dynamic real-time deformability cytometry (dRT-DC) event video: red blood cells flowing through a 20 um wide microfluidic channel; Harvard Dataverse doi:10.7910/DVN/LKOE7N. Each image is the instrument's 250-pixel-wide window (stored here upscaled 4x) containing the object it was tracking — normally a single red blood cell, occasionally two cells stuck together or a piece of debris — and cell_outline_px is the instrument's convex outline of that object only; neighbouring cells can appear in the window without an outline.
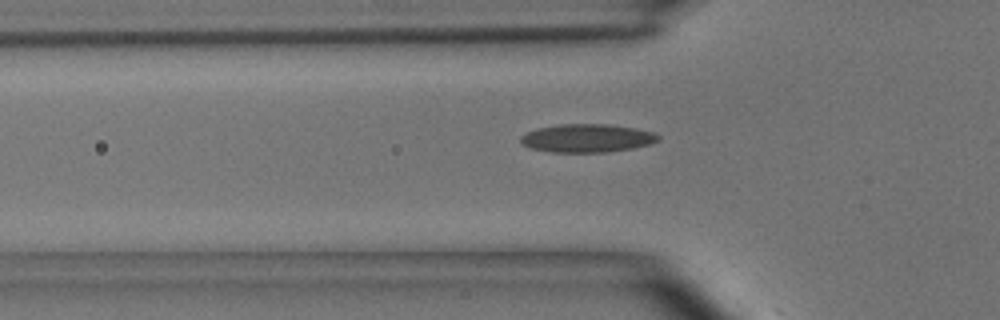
{"species": "common noctule bat (a hibernating species)", "species_latin": "Nyctalus noctula", "temperature_condition": "room temperature", "stored_images_in_passage": 36, "camera_frame_rate_fps": 3000, "um_per_image_px": 0.085, "animal": {"sex": "male", "body_mass_g": 15.6}, "frame": {"image": 1, "passage_image": 7, "time_ms": 2.0, "image_size_px": [1000, 320], "cell_outline_px": [[656, 140], [644, 144], [628, 148], [592, 152], [560, 152], [536, 148], [524, 144], [520, 140], [528, 132], [540, 128], [572, 124], [592, 124], [628, 128], [648, 132], [656, 136]], "centroid_in_image_um": [49.8, 11.74], "position_along_channel_um": 76.0, "area_um2": 20.63}}
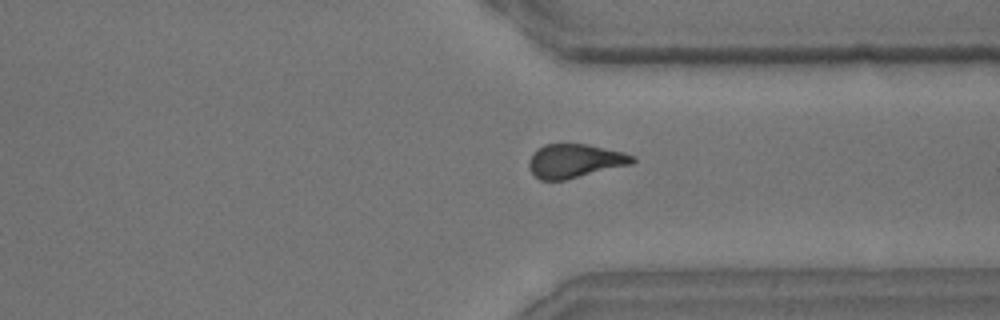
{"frame": {"image": 2, "passage_image": 28, "time_ms": 9.0, "image_size_px": [1000, 320], "cell_outline_px": [[636, 160], [628, 164], [560, 180], [544, 180], [536, 176], [532, 172], [532, 156], [540, 148], [548, 144], [584, 144], [620, 152], [632, 156]], "centroid_in_image_um": [48.85, 13.66], "position_along_channel_um": 362.5, "area_um2": 18.9}}
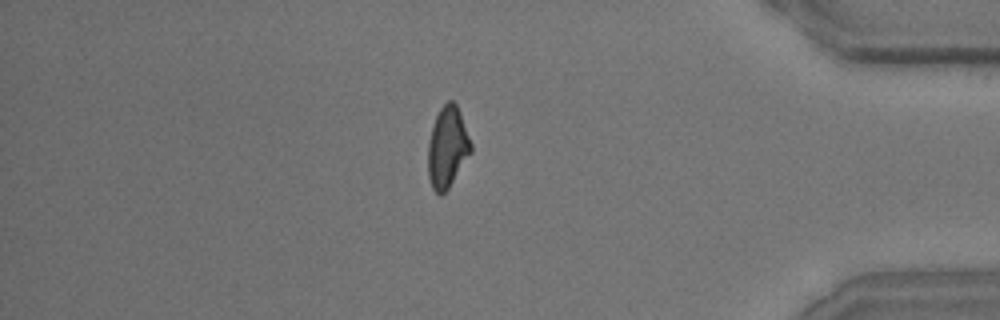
{"frame": {"image": 3, "passage_image": 33, "time_ms": 10.667, "image_size_px": [1000, 320], "cell_outline_px": [[472, 148], [448, 188], [444, 192], [436, 192], [432, 188], [428, 172], [428, 148], [432, 128], [436, 116], [440, 108], [448, 100], [452, 100], [456, 104], [472, 144]], "centroid_in_image_um": [38.01, 12.48], "position_along_channel_um": 397.2, "area_um2": 19.48}}